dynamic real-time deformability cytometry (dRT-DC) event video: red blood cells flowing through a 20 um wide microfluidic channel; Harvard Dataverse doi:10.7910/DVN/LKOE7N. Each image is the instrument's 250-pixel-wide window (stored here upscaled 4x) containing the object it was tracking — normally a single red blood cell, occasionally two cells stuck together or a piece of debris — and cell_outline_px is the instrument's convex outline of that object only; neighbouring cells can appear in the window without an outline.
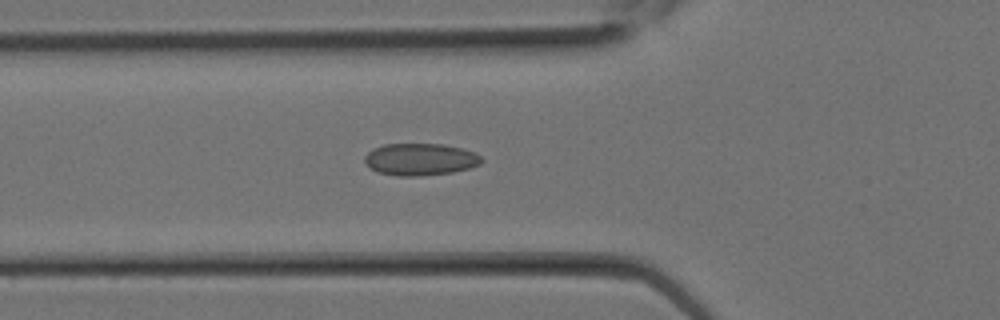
{"species": "Egyptian fruit bat (a non-hibernating species)", "species_latin": "Rousettus aegyptiacus", "temperature_condition": "room temperature", "stored_images_in_passage": 10, "camera_frame_rate_fps": 3000, "um_per_image_px": 0.085, "animal": {"sex": "female"}, "frame": {"image": 1, "passage_image": 5, "time_ms": 1.333, "image_size_px": [1000, 320], "cell_outline_px": [[484, 160], [480, 164], [468, 168], [452, 172], [420, 176], [396, 176], [376, 172], [364, 164], [364, 156], [372, 148], [384, 144], [444, 144], [464, 148], [476, 152]], "centroid_in_image_um": [35.7, 13.54], "position_along_channel_um": 90.1, "area_um2": 22.2}}
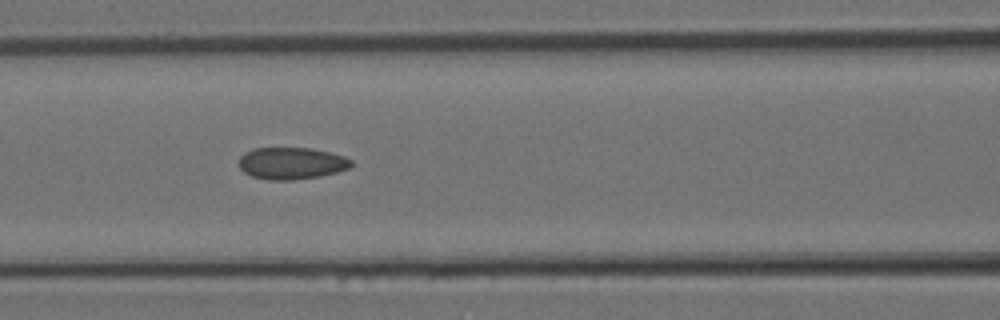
{"frame": {"image": 2, "passage_image": 7, "time_ms": 2.0, "image_size_px": [1000, 320], "cell_outline_px": [[352, 164], [348, 168], [336, 172], [320, 176], [292, 180], [268, 180], [252, 176], [244, 172], [240, 168], [240, 156], [244, 152], [256, 148], [312, 148], [344, 156], [352, 160]], "centroid_in_image_um": [24.77, 13.88], "position_along_channel_um": 141.8, "area_um2": 20.81}}
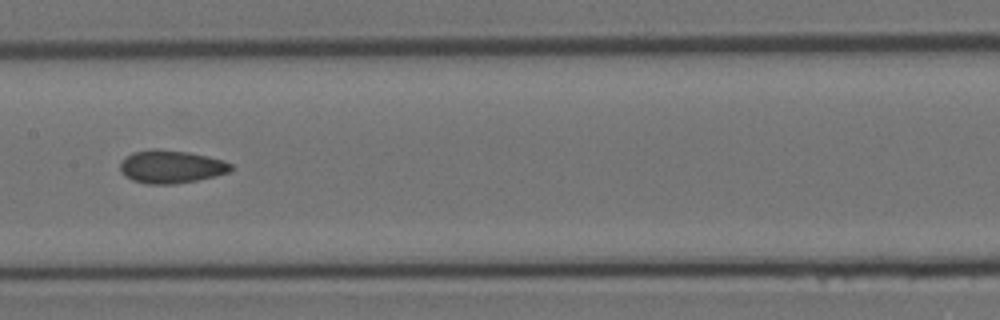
{"frame": {"image": 3, "passage_image": 9, "time_ms": 2.667, "image_size_px": [1000, 320], "cell_outline_px": [[232, 168], [228, 172], [216, 176], [196, 180], [172, 184], [148, 184], [132, 180], [124, 176], [120, 172], [120, 164], [124, 156], [132, 152], [152, 148], [160, 148], [188, 152], [208, 156], [224, 160], [232, 164]], "centroid_in_image_um": [14.5, 14.15], "position_along_channel_um": 192.9, "area_um2": 21.56}}